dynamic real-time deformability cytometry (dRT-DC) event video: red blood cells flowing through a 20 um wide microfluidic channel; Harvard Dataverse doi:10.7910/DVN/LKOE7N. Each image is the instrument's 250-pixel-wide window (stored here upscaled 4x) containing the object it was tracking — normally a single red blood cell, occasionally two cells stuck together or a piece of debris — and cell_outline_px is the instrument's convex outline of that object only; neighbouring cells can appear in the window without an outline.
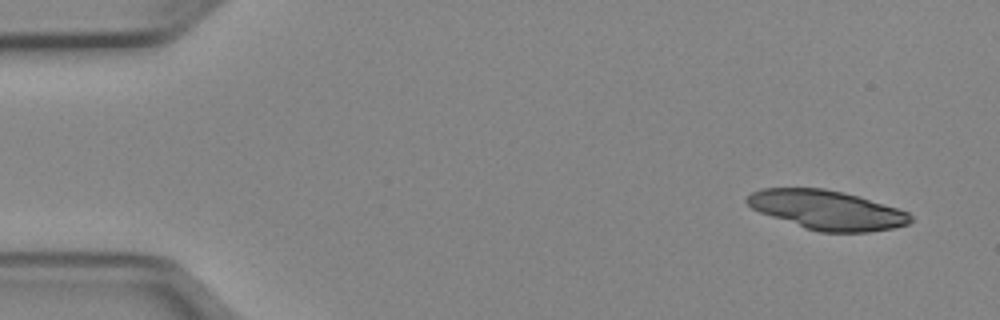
{"species": "Egyptian fruit bat (a non-hibernating species)", "species_latin": "Rousettus aegyptiacus", "temperature_condition": "cold", "stored_images_in_passage": 36, "camera_frame_rate_fps": 3000, "um_per_image_px": 0.085, "animal": {"sex": "female"}, "frame": {"image": 1, "passage_image": 1, "time_ms": 0.0, "image_size_px": [1000, 320], "cell_outline_px": [[912, 220], [908, 224], [892, 228], [868, 232], [820, 232], [804, 228], [760, 212], [752, 208], [744, 200], [752, 192], [760, 188], [824, 188], [844, 192], [896, 208], [908, 212], [912, 216]], "centroid_in_image_um": [70.27, 17.85], "position_along_channel_um": 14.7, "area_um2": 37.11}}
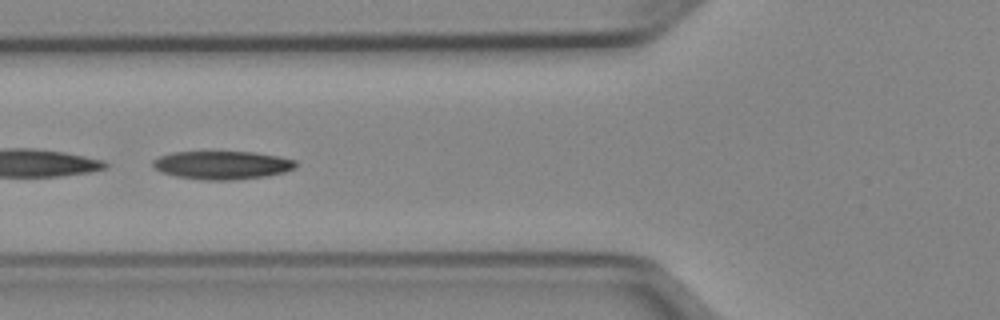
{"frame": {"image": 2, "passage_image": 17, "time_ms": 5.333, "image_size_px": [1000, 320], "cell_outline_px": [[296, 168], [284, 172], [264, 176], [232, 180], [204, 180], [176, 176], [164, 172], [156, 168], [152, 164], [152, 160], [160, 156], [172, 152], [252, 152], [280, 156], [296, 160]], "centroid_in_image_um": [18.91, 14.03], "position_along_channel_um": 106.9, "area_um2": 23.41}}